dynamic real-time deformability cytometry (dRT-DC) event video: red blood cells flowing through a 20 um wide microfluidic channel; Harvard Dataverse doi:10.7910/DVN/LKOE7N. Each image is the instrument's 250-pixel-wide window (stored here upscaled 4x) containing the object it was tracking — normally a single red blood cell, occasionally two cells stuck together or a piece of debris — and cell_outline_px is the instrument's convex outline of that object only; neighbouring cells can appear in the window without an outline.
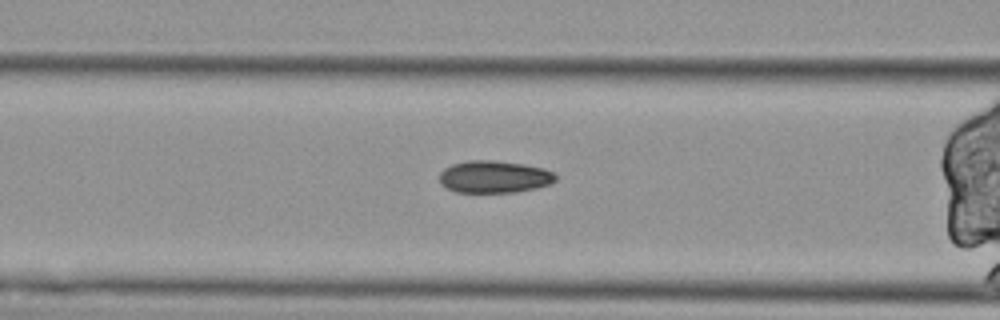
{"species": "Egyptian fruit bat (a non-hibernating species)", "species_latin": "Rousettus aegyptiacus", "temperature_condition": "cold", "stored_images_in_passage": 37, "camera_frame_rate_fps": 3000, "um_per_image_px": 0.085, "animal": {"sex": "female"}, "frame": {"image": 1, "passage_image": 11, "time_ms": 3.333, "image_size_px": [1000, 320], "cell_outline_px": [[556, 180], [552, 184], [536, 188], [516, 192], [456, 192], [440, 184], [440, 172], [444, 168], [452, 164], [468, 160], [492, 160], [524, 164], [544, 168], [552, 172], [556, 176]], "centroid_in_image_um": [42.01, 15.02], "position_along_channel_um": 124.6, "area_um2": 21.91}}
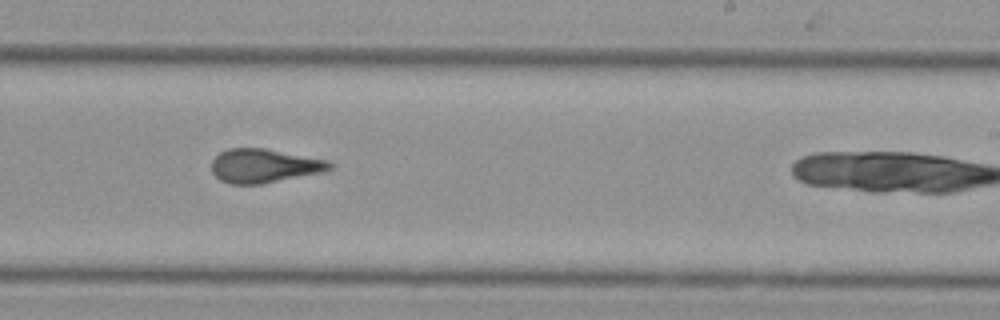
{"frame": {"image": 2, "passage_image": 24, "time_ms": 7.667, "image_size_px": [1000, 320], "cell_outline_px": [[336, 164], [332, 168], [324, 172], [264, 184], [232, 184], [220, 180], [212, 172], [212, 160], [220, 152], [228, 148], [264, 148], [328, 160]], "centroid_in_image_um": [22.49, 14.1], "position_along_channel_um": 266.5, "area_um2": 23.52}}
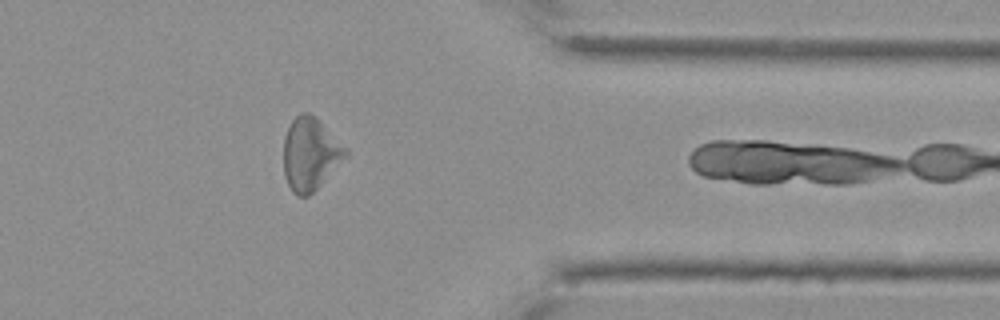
{"frame": {"image": 3, "passage_image": 36, "time_ms": 11.667, "image_size_px": [1000, 320], "cell_outline_px": [[348, 156], [308, 196], [296, 196], [292, 192], [284, 176], [284, 136], [292, 120], [300, 112], [308, 112], [316, 116], [348, 152]], "centroid_in_image_um": [26.34, 13.08], "position_along_channel_um": 385.1, "area_um2": 25.95}}